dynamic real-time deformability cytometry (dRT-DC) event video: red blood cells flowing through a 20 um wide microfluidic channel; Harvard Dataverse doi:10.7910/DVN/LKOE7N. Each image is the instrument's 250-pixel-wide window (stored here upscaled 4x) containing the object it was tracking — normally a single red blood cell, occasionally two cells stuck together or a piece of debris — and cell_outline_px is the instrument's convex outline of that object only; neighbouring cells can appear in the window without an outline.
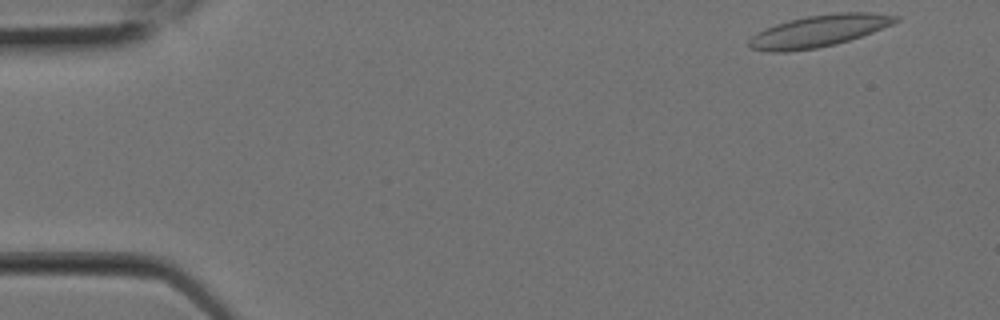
{"species": "Egyptian fruit bat (a non-hibernating species)", "species_latin": "Rousettus aegyptiacus", "temperature_condition": "room temperature", "stored_images_in_passage": 1, "camera_frame_rate_fps": 3000, "um_per_image_px": 0.085, "animal": {"sex": "female"}, "frame": {"image": 1, "passage_image": 1, "time_ms": 0.0, "image_size_px": [1000, 320], "cell_outline_px": [[900, 20], [892, 24], [872, 32], [836, 44], [816, 48], [788, 52], [768, 52], [752, 48], [748, 44], [748, 40], [752, 36], [776, 24], [788, 20], [808, 16], [836, 12], [872, 12], [900, 16]], "centroid_in_image_um": [69.63, 2.63], "position_along_channel_um": 15.4, "area_um2": 26.99}}